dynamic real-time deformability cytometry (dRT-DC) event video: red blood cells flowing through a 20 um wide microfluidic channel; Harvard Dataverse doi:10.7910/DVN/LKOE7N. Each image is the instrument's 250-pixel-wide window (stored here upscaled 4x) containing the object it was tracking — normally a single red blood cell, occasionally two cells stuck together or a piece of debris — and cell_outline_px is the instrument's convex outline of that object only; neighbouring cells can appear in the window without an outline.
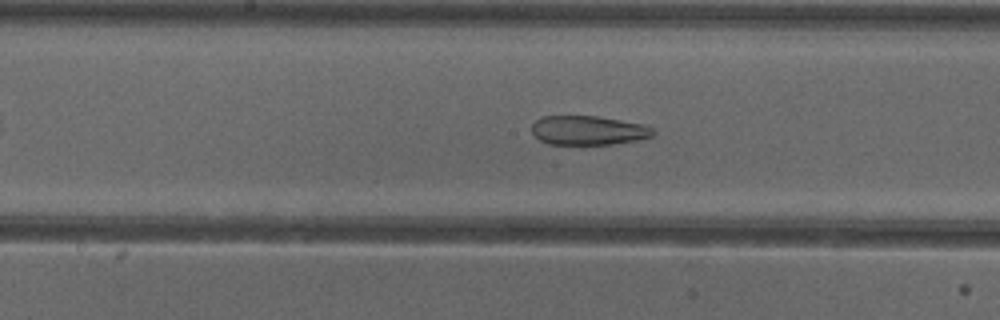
{"species": "common noctule bat (a hibernating species)", "species_latin": "Nyctalus noctula", "temperature_condition": "cold", "stored_images_in_passage": 32, "camera_frame_rate_fps": 3000, "um_per_image_px": 0.085, "animal": {"sex": "female"}, "frame": {"image": 1, "passage_image": 12, "time_ms": 3.667, "image_size_px": [1000, 320], "cell_outline_px": [[656, 132], [652, 136], [636, 140], [612, 144], [548, 144], [540, 140], [532, 132], [532, 124], [540, 116], [596, 116], [644, 124], [652, 128]], "centroid_in_image_um": [49.99, 11.07], "position_along_channel_um": 198.2, "area_um2": 20.58}}
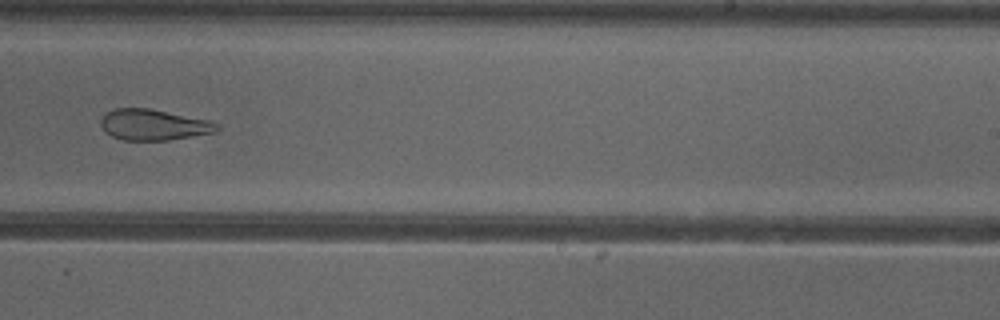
{"frame": {"image": 2, "passage_image": 18, "time_ms": 5.667, "image_size_px": [1000, 320], "cell_outline_px": [[220, 128], [212, 132], [192, 136], [168, 140], [124, 140], [112, 136], [104, 132], [100, 124], [100, 120], [104, 112], [112, 108], [148, 108], [212, 120], [220, 124]], "centroid_in_image_um": [13.02, 10.59], "position_along_channel_um": 276.0, "area_um2": 21.15}}
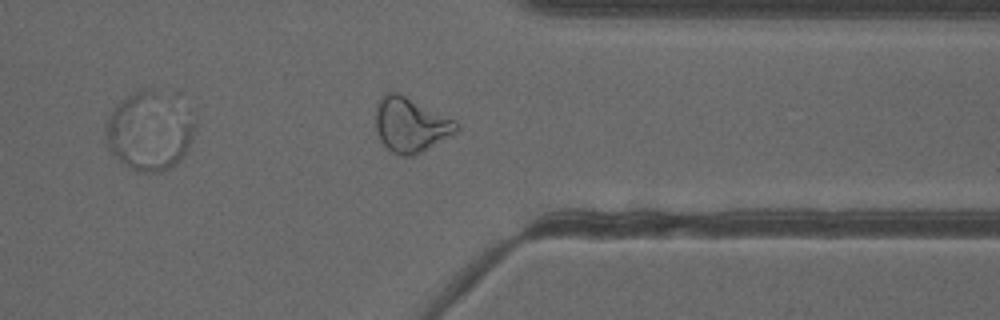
{"frame": {"image": 3, "passage_image": 26, "time_ms": 8.333, "image_size_px": [1000, 320], "cell_outline_px": [[460, 128], [452, 136], [412, 156], [404, 156], [392, 152], [380, 140], [376, 132], [376, 104], [380, 96], [384, 92], [396, 92], [456, 120], [460, 124]], "centroid_in_image_um": [34.9, 10.6], "position_along_channel_um": 376.5, "area_um2": 25.72}, "authors_computed_cell_mechanics": {"area_um2": 22.9177, "velocity_mm_per_s": 3.907, "shape_relaxation_time_tau1_ms": null, "shape_relaxation_time_tau2_ms": 3.2964, "deformation_change_tau1": null, "deformation_change_tau2": 0.13}}